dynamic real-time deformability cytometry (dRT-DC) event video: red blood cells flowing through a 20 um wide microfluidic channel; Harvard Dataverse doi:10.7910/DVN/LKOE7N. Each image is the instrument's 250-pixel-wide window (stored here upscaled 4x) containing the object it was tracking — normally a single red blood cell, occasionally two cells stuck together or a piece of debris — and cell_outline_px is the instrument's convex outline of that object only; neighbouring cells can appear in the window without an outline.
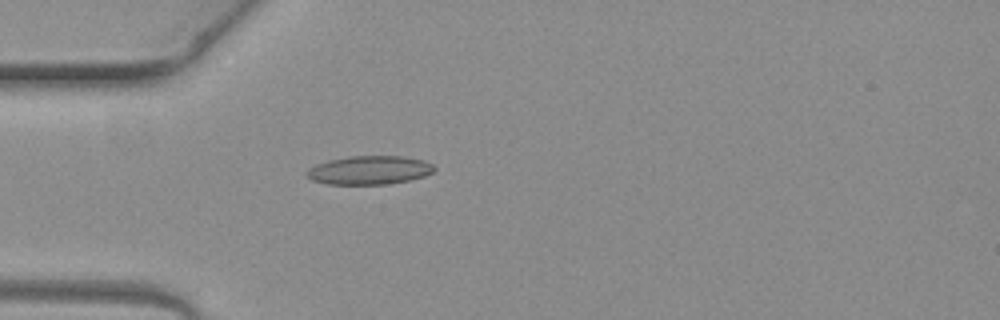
{"species": "common noctule bat (a hibernating species)", "species_latin": "Nyctalus noctula", "temperature_condition": "warm", "stored_images_in_passage": 2, "camera_frame_rate_fps": 3000, "um_per_image_px": 0.085, "animal": {"sex": "female", "body_mass_g": 19.3, "forearm_length_mm": 54.1}, "frame": {"image": 1, "passage_image": 2, "time_ms": 0.333, "image_size_px": [1000, 320], "cell_outline_px": [[436, 168], [432, 172], [424, 176], [408, 180], [388, 184], [328, 184], [312, 180], [304, 176], [304, 172], [308, 168], [316, 164], [328, 160], [348, 156], [400, 156], [424, 160], [432, 164]], "centroid_in_image_um": [31.34, 14.46], "position_along_channel_um": 53.7, "area_um2": 21.39}}